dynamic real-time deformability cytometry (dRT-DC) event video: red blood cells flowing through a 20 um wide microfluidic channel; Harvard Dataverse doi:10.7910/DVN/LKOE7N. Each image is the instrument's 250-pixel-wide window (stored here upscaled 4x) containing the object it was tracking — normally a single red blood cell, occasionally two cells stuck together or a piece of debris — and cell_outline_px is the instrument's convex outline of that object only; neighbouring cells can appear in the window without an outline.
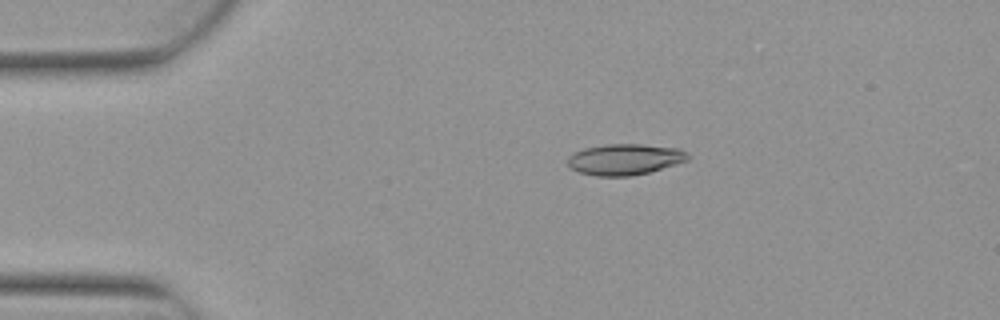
{"species": "Egyptian fruit bat (a non-hibernating species)", "species_latin": "Rousettus aegyptiacus", "temperature_condition": "warm", "stored_images_in_passage": 5, "camera_frame_rate_fps": 3000, "um_per_image_px": 0.085, "animal": {"sex": "female"}, "frame": {"image": 1, "passage_image": 2, "time_ms": 0.333, "image_size_px": [1000, 320], "cell_outline_px": [[688, 160], [676, 164], [648, 172], [632, 176], [596, 176], [580, 172], [568, 168], [568, 156], [572, 152], [584, 148], [608, 144], [640, 144], [680, 148], [688, 152]], "centroid_in_image_um": [53.08, 13.54], "position_along_channel_um": 31.9, "area_um2": 21.85}}
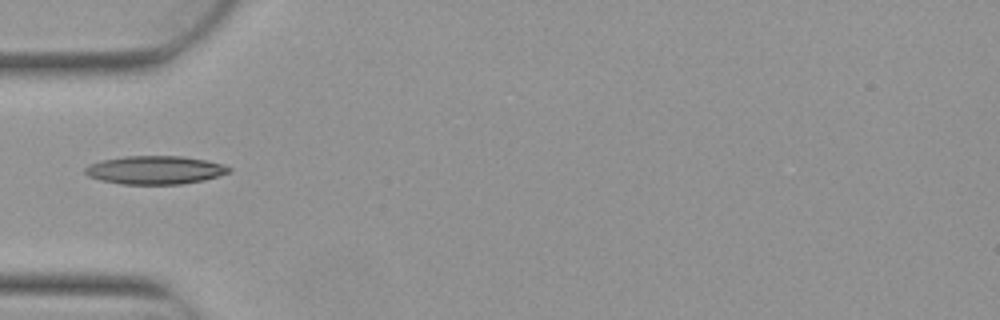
{"frame": {"image": 2, "passage_image": 4, "time_ms": 1.0, "image_size_px": [1000, 320], "cell_outline_px": [[232, 168], [228, 172], [204, 180], [180, 184], [120, 184], [100, 180], [88, 176], [84, 172], [84, 168], [88, 164], [100, 160], [124, 156], [184, 156], [224, 164]], "centroid_in_image_um": [13.12, 14.44], "position_along_channel_um": 71.9, "area_um2": 23.81}}
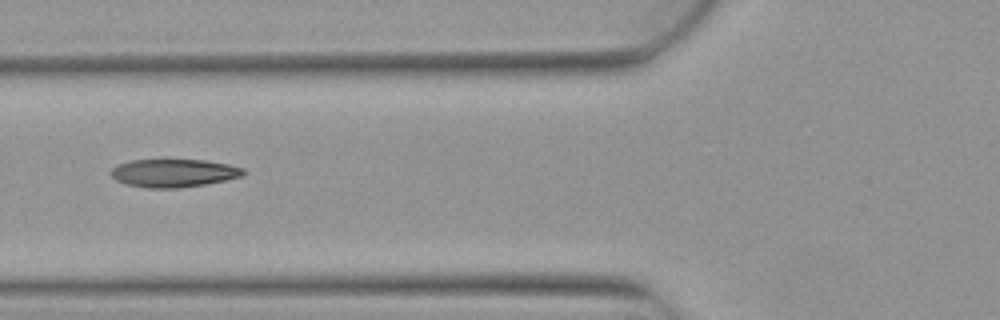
{"frame": {"image": 3, "passage_image": 5, "time_ms": 1.333, "image_size_px": [1000, 320], "cell_outline_px": [[244, 176], [204, 184], [176, 188], [148, 188], [128, 184], [116, 180], [108, 172], [116, 164], [132, 160], [164, 156], [204, 160], [228, 164], [244, 168]], "centroid_in_image_um": [14.71, 14.64], "position_along_channel_um": 111.1, "area_um2": 22.6}}